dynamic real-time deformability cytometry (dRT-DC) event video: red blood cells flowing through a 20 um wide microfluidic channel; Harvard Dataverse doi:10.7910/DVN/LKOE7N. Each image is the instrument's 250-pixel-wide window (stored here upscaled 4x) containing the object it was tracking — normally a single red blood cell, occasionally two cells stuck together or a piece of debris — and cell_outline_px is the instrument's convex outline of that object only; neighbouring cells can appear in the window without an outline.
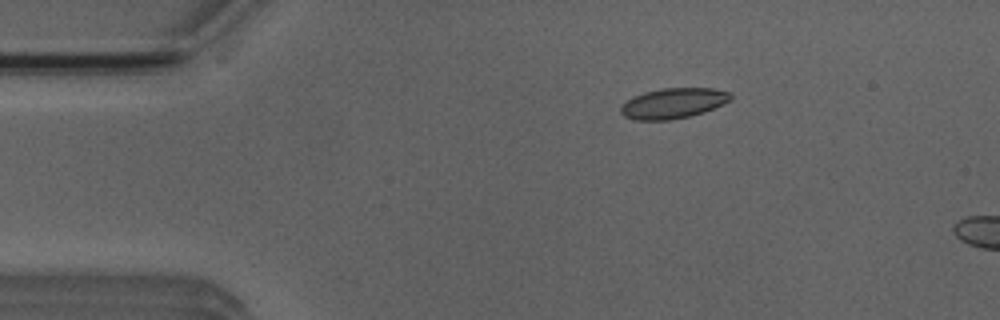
{"species": "Egyptian fruit bat (a non-hibernating species)", "species_latin": "Rousettus aegyptiacus", "temperature_condition": "room temperature", "stored_images_in_passage": 4, "camera_frame_rate_fps": 3000, "um_per_image_px": 0.085, "animal": {"sex": "male"}, "frame": {"image": 1, "passage_image": 4, "time_ms": 3.667, "image_size_px": [1000, 320], "cell_outline_px": [[732, 100], [724, 104], [704, 112], [688, 116], [668, 120], [632, 120], [624, 116], [620, 112], [620, 108], [628, 100], [644, 92], [660, 88], [712, 88], [732, 92]], "centroid_in_image_um": [57.27, 8.77], "position_along_channel_um": 27.7, "area_um2": 19.48}}